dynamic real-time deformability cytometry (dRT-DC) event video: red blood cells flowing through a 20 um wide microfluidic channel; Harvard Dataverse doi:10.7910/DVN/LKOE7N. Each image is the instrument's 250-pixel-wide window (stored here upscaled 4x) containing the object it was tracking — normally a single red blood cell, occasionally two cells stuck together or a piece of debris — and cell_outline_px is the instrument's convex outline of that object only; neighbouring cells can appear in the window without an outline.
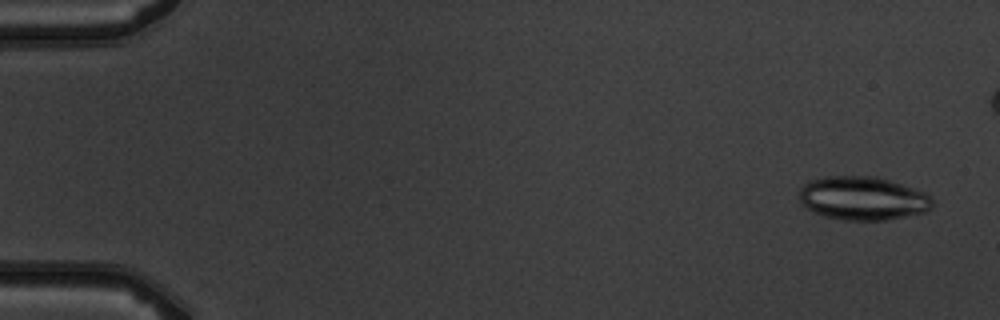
{"species": "common noctule bat (a hibernating species)", "species_latin": "Nyctalus noctula", "temperature_condition": "warm", "stored_images_in_passage": 5, "camera_frame_rate_fps": 3000, "um_per_image_px": 0.085, "animal": {"sex": "male", "body_mass_g": 19.5, "forearm_length_mm": 54.6}, "frame": {"image": 1, "passage_image": 1, "time_ms": 0.0, "image_size_px": [1000, 320], "cell_outline_px": [[932, 208], [928, 212], [888, 220], [844, 220], [824, 216], [800, 204], [800, 188], [804, 184], [812, 180], [824, 176], [876, 176], [924, 192], [932, 196]], "centroid_in_image_um": [73.36, 16.86], "position_along_channel_um": 11.6, "area_um2": 33.87}}